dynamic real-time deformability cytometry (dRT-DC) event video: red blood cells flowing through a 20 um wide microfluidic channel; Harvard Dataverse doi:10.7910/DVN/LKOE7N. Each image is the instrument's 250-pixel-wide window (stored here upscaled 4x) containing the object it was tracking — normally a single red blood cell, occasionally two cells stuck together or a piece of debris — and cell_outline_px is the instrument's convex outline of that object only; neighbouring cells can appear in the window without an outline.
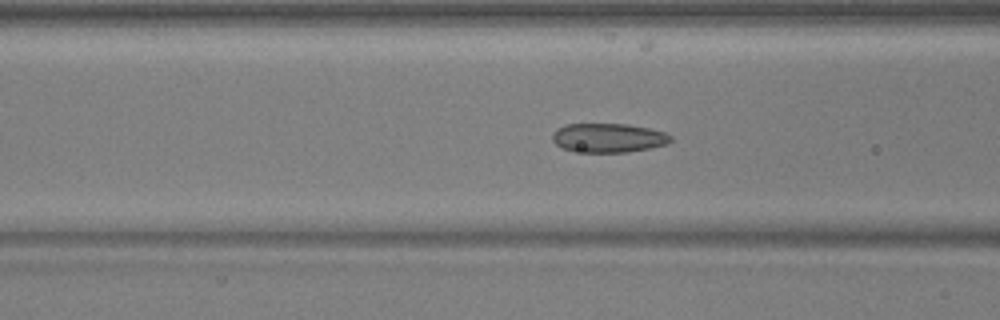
{"species": "common noctule bat (a hibernating species)", "species_latin": "Nyctalus noctula", "temperature_condition": "warm", "stored_images_in_passage": 53, "camera_frame_rate_fps": 3000, "um_per_image_px": 0.085, "animal": {"sex": "male", "body_mass_g": 17.9, "forearm_length_mm": 54.2}, "frame": {"image": 1, "passage_image": 21, "time_ms": 6.667, "image_size_px": [1000, 320], "cell_outline_px": [[672, 140], [668, 144], [628, 152], [572, 152], [560, 148], [552, 140], [552, 132], [556, 128], [564, 124], [628, 124], [648, 128], [664, 132], [672, 136]], "centroid_in_image_um": [51.65, 11.72], "position_along_channel_um": 114.9, "area_um2": 20.35}}
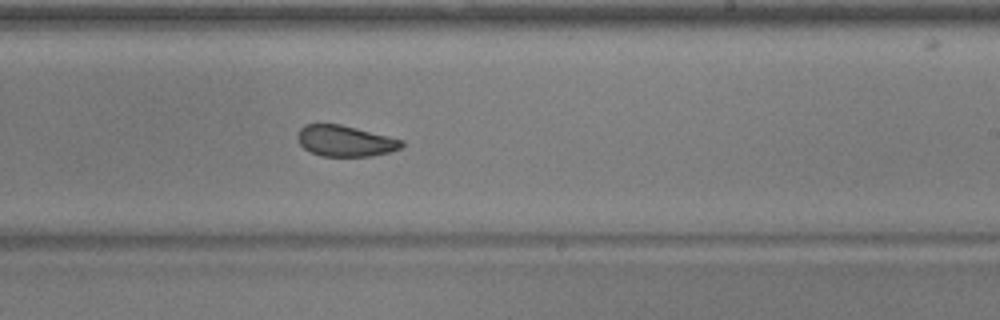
{"frame": {"image": 2, "passage_image": 32, "time_ms": 10.333, "image_size_px": [1000, 320], "cell_outline_px": [[404, 144], [400, 148], [388, 152], [372, 156], [320, 156], [304, 148], [300, 144], [296, 136], [300, 128], [304, 124], [340, 124], [404, 140]], "centroid_in_image_um": [29.32, 11.98], "position_along_channel_um": 259.7, "area_um2": 18.73}}
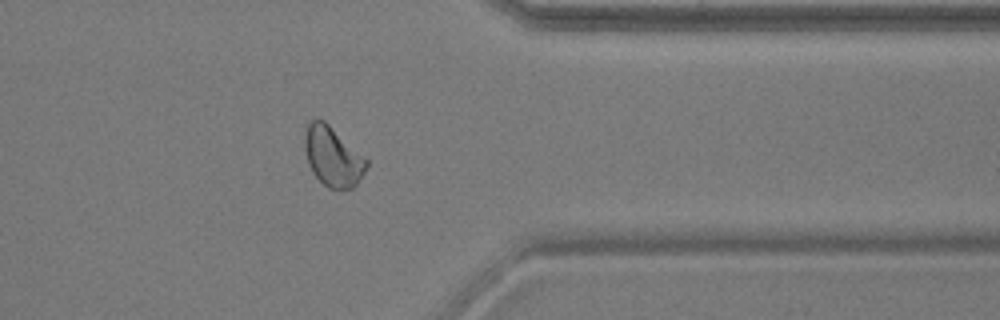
{"frame": {"image": 3, "passage_image": 42, "time_ms": 13.667, "image_size_px": [1000, 320], "cell_outline_px": [[368, 164], [364, 172], [356, 184], [352, 188], [328, 188], [312, 172], [308, 164], [304, 148], [304, 132], [308, 120], [316, 116], [324, 120], [368, 160]], "centroid_in_image_um": [28.24, 13.25], "position_along_channel_um": 383.2, "area_um2": 21.5}, "authors_computed_cell_mechanics": {"area_um2": 20.8658, "velocity_mm_per_s": 3.9468, "shape_relaxation_time_tau1_ms": null, "shape_relaxation_time_tau2_ms": 1.7173, "deformation_change_tau1": null, "deformation_change_tau2": 0.0788}}